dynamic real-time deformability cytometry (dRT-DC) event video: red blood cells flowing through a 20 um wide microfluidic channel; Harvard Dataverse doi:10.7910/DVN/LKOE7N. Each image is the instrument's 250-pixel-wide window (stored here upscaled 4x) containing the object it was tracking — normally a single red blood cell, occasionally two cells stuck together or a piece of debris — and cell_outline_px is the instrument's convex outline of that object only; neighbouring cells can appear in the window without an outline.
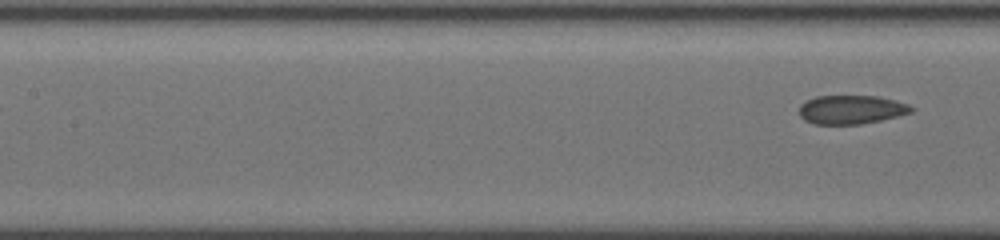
{"species": "common noctule bat (a hibernating species)", "species_latin": "Nyctalus noctula", "temperature_condition": "cold", "stored_images_in_passage": 9, "segment_of_instrument_passage": [2, 2], "camera_frame_rate_fps": 3000, "um_per_image_px": 0.085, "animal": {"sex": "female", "body_mass_g": 19.5, "forearm_length_mm": 54.1}, "frame": {"image": 1, "passage_image": 9, "time_ms": 7.333, "image_size_px": [1000, 240], "cell_outline_px": [[916, 108], [912, 112], [880, 120], [860, 124], [812, 124], [804, 120], [800, 116], [800, 104], [816, 96], [876, 96], [896, 100], [908, 104]], "centroid_in_image_um": [72.36, 9.31], "position_along_channel_um": 135.0, "area_um2": 18.79}}